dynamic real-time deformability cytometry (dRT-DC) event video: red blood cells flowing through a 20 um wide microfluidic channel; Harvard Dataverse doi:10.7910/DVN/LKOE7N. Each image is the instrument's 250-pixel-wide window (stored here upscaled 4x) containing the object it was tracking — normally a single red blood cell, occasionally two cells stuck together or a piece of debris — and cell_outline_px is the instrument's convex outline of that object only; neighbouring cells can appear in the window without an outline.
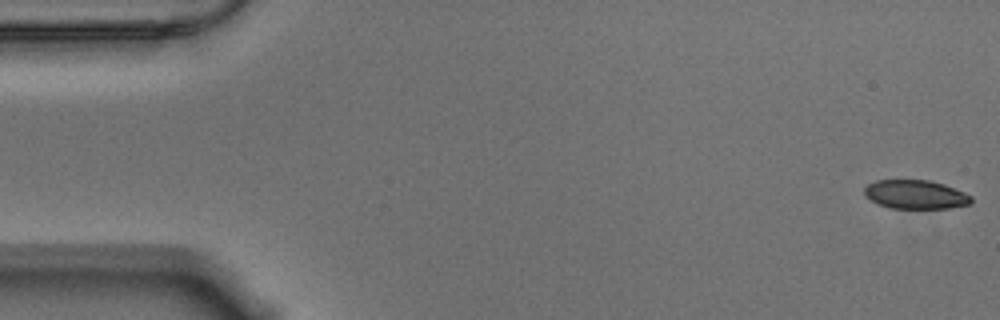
{"species": "Egyptian fruit bat (a non-hibernating species)", "species_latin": "Rousettus aegyptiacus", "temperature_condition": "warm", "stored_images_in_passage": 10, "camera_frame_rate_fps": 3000, "um_per_image_px": 0.085, "animal": {"sex": "male"}, "frame": {"image": 1, "passage_image": 1, "time_ms": 0.0, "image_size_px": [1000, 320], "cell_outline_px": [[972, 200], [968, 204], [948, 208], [888, 208], [864, 196], [864, 188], [868, 184], [876, 180], [928, 180], [944, 184], [964, 192], [972, 196]], "centroid_in_image_um": [77.8, 16.52], "position_along_channel_um": 7.2, "area_um2": 17.86}}